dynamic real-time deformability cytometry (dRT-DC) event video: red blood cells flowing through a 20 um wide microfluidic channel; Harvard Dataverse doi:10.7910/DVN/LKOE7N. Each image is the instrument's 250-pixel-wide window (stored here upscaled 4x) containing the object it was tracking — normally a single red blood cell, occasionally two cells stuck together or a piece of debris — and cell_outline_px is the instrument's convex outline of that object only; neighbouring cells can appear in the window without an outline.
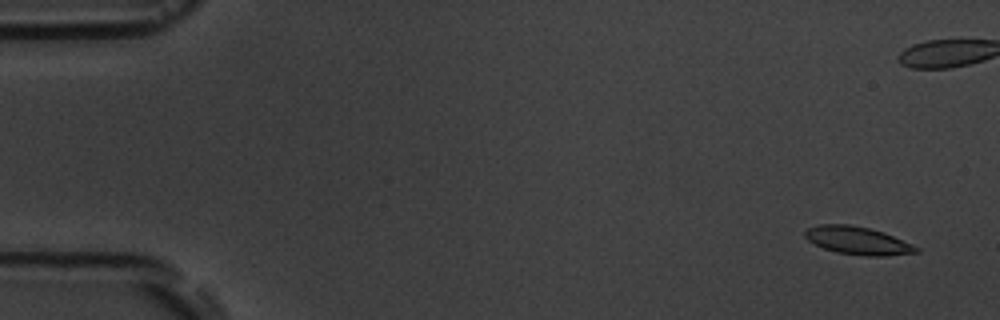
{"species": "common noctule bat (a hibernating species)", "species_latin": "Nyctalus noctula", "temperature_condition": "room temperature", "stored_images_in_passage": 9, "camera_frame_rate_fps": 3000, "um_per_image_px": 0.085, "animal": {"sex": "male", "body_mass_g": 19.5, "forearm_length_mm": 54.6}, "frame": {"image": 1, "passage_image": 1, "time_ms": 0.0, "image_size_px": [1000, 320], "cell_outline_px": [[920, 252], [888, 256], [864, 256], [836, 252], [824, 248], [808, 240], [804, 236], [804, 232], [808, 228], [820, 224], [848, 224], [868, 228], [884, 232], [912, 244], [920, 248]], "centroid_in_image_um": [72.93, 20.46], "position_along_channel_um": 12.1, "area_um2": 18.09}}
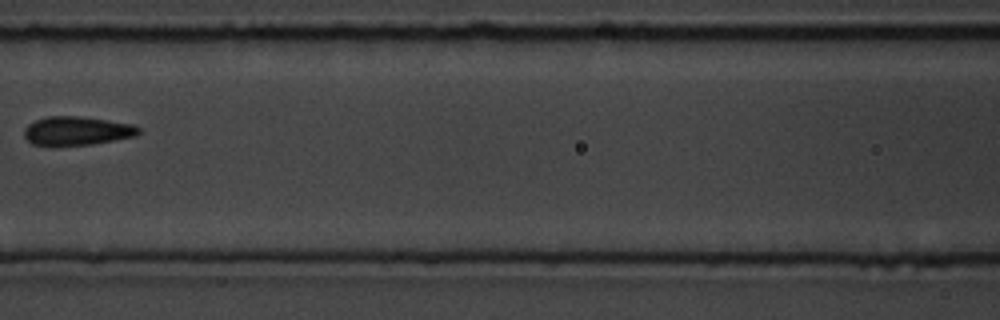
{"frame": {"image": 2, "passage_image": 8, "time_ms": 9.0, "image_size_px": [1000, 320], "cell_outline_px": [[140, 132], [136, 136], [116, 140], [92, 144], [32, 144], [24, 136], [24, 128], [28, 124], [36, 120], [48, 116], [76, 116], [132, 124], [140, 128]], "centroid_in_image_um": [6.55, 11.11], "position_along_channel_um": 160.1, "area_um2": 18.73}}
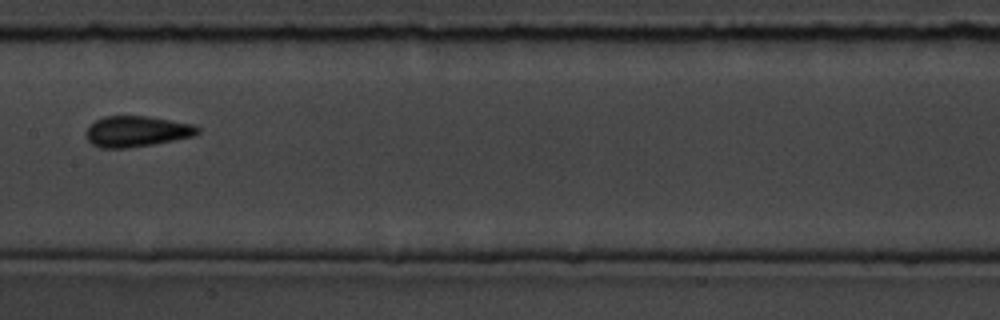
{"frame": {"image": 3, "passage_image": 9, "time_ms": 10.0, "image_size_px": [1000, 320], "cell_outline_px": [[200, 132], [196, 136], [152, 144], [128, 148], [100, 148], [92, 144], [84, 136], [84, 132], [88, 124], [104, 116], [148, 116], [196, 124], [200, 128]], "centroid_in_image_um": [11.61, 11.16], "position_along_channel_um": 195.8, "area_um2": 20.46}}